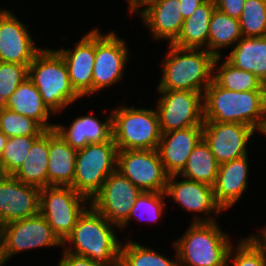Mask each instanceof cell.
Returning a JSON list of instances; mask_svg holds the SVG:
<instances>
[{"label":"cell","mask_w":266,"mask_h":266,"mask_svg":"<svg viewBox=\"0 0 266 266\" xmlns=\"http://www.w3.org/2000/svg\"><path fill=\"white\" fill-rule=\"evenodd\" d=\"M40 136L9 137L1 156L3 175H13L25 161L33 143Z\"/></svg>","instance_id":"obj_32"},{"label":"cell","mask_w":266,"mask_h":266,"mask_svg":"<svg viewBox=\"0 0 266 266\" xmlns=\"http://www.w3.org/2000/svg\"><path fill=\"white\" fill-rule=\"evenodd\" d=\"M255 131L241 123L203 122V139L219 164L246 156Z\"/></svg>","instance_id":"obj_14"},{"label":"cell","mask_w":266,"mask_h":266,"mask_svg":"<svg viewBox=\"0 0 266 266\" xmlns=\"http://www.w3.org/2000/svg\"><path fill=\"white\" fill-rule=\"evenodd\" d=\"M8 137L0 131V164H1V156L3 153V149L6 146Z\"/></svg>","instance_id":"obj_42"},{"label":"cell","mask_w":266,"mask_h":266,"mask_svg":"<svg viewBox=\"0 0 266 266\" xmlns=\"http://www.w3.org/2000/svg\"><path fill=\"white\" fill-rule=\"evenodd\" d=\"M141 193L138 187L115 170L106 178L89 205L119 228L128 219L131 208Z\"/></svg>","instance_id":"obj_13"},{"label":"cell","mask_w":266,"mask_h":266,"mask_svg":"<svg viewBox=\"0 0 266 266\" xmlns=\"http://www.w3.org/2000/svg\"><path fill=\"white\" fill-rule=\"evenodd\" d=\"M3 265H5V264H4L2 256H1V248H0V266H3Z\"/></svg>","instance_id":"obj_44"},{"label":"cell","mask_w":266,"mask_h":266,"mask_svg":"<svg viewBox=\"0 0 266 266\" xmlns=\"http://www.w3.org/2000/svg\"><path fill=\"white\" fill-rule=\"evenodd\" d=\"M117 170L142 192H165L169 174L157 149L118 150Z\"/></svg>","instance_id":"obj_11"},{"label":"cell","mask_w":266,"mask_h":266,"mask_svg":"<svg viewBox=\"0 0 266 266\" xmlns=\"http://www.w3.org/2000/svg\"><path fill=\"white\" fill-rule=\"evenodd\" d=\"M3 176V172L1 170V167H0V178Z\"/></svg>","instance_id":"obj_47"},{"label":"cell","mask_w":266,"mask_h":266,"mask_svg":"<svg viewBox=\"0 0 266 266\" xmlns=\"http://www.w3.org/2000/svg\"><path fill=\"white\" fill-rule=\"evenodd\" d=\"M202 138L203 126H191L162 133L157 151L165 171L169 175L179 174Z\"/></svg>","instance_id":"obj_18"},{"label":"cell","mask_w":266,"mask_h":266,"mask_svg":"<svg viewBox=\"0 0 266 266\" xmlns=\"http://www.w3.org/2000/svg\"><path fill=\"white\" fill-rule=\"evenodd\" d=\"M234 245L231 246L227 263L233 257L232 266H266V247L257 239L256 236L251 235L249 238H244L238 242L237 249L232 252ZM234 255V256H231ZM230 259V260H229Z\"/></svg>","instance_id":"obj_35"},{"label":"cell","mask_w":266,"mask_h":266,"mask_svg":"<svg viewBox=\"0 0 266 266\" xmlns=\"http://www.w3.org/2000/svg\"><path fill=\"white\" fill-rule=\"evenodd\" d=\"M28 78L39 90L51 114L81 97L72 87L67 65L55 49L42 48L28 66Z\"/></svg>","instance_id":"obj_5"},{"label":"cell","mask_w":266,"mask_h":266,"mask_svg":"<svg viewBox=\"0 0 266 266\" xmlns=\"http://www.w3.org/2000/svg\"><path fill=\"white\" fill-rule=\"evenodd\" d=\"M204 121L241 123L262 132L266 123V90L230 91L214 80L203 93Z\"/></svg>","instance_id":"obj_1"},{"label":"cell","mask_w":266,"mask_h":266,"mask_svg":"<svg viewBox=\"0 0 266 266\" xmlns=\"http://www.w3.org/2000/svg\"><path fill=\"white\" fill-rule=\"evenodd\" d=\"M260 236H256L257 239L266 247V228L262 229L261 231Z\"/></svg>","instance_id":"obj_43"},{"label":"cell","mask_w":266,"mask_h":266,"mask_svg":"<svg viewBox=\"0 0 266 266\" xmlns=\"http://www.w3.org/2000/svg\"><path fill=\"white\" fill-rule=\"evenodd\" d=\"M41 50L35 46L27 27L7 10L0 18V61L28 67Z\"/></svg>","instance_id":"obj_16"},{"label":"cell","mask_w":266,"mask_h":266,"mask_svg":"<svg viewBox=\"0 0 266 266\" xmlns=\"http://www.w3.org/2000/svg\"><path fill=\"white\" fill-rule=\"evenodd\" d=\"M211 217L195 216L186 233L173 243L179 266H228L232 243Z\"/></svg>","instance_id":"obj_3"},{"label":"cell","mask_w":266,"mask_h":266,"mask_svg":"<svg viewBox=\"0 0 266 266\" xmlns=\"http://www.w3.org/2000/svg\"><path fill=\"white\" fill-rule=\"evenodd\" d=\"M248 163L246 155L219 165L213 190L216 203L222 210L233 206L246 190Z\"/></svg>","instance_id":"obj_20"},{"label":"cell","mask_w":266,"mask_h":266,"mask_svg":"<svg viewBox=\"0 0 266 266\" xmlns=\"http://www.w3.org/2000/svg\"><path fill=\"white\" fill-rule=\"evenodd\" d=\"M0 131L8 138L17 136H41L46 130L33 118L7 108L0 109Z\"/></svg>","instance_id":"obj_33"},{"label":"cell","mask_w":266,"mask_h":266,"mask_svg":"<svg viewBox=\"0 0 266 266\" xmlns=\"http://www.w3.org/2000/svg\"><path fill=\"white\" fill-rule=\"evenodd\" d=\"M118 147L113 138L88 144L77 150L73 185L77 193L89 201L100 191L106 178L117 170Z\"/></svg>","instance_id":"obj_7"},{"label":"cell","mask_w":266,"mask_h":266,"mask_svg":"<svg viewBox=\"0 0 266 266\" xmlns=\"http://www.w3.org/2000/svg\"><path fill=\"white\" fill-rule=\"evenodd\" d=\"M7 109L36 120L45 130H52L55 124L48 123L50 110L33 82L27 77L9 97Z\"/></svg>","instance_id":"obj_25"},{"label":"cell","mask_w":266,"mask_h":266,"mask_svg":"<svg viewBox=\"0 0 266 266\" xmlns=\"http://www.w3.org/2000/svg\"><path fill=\"white\" fill-rule=\"evenodd\" d=\"M160 0H128L129 8L131 13H139L141 14L145 9H147L150 5L159 2ZM146 5V8H143ZM142 6V7H141ZM141 9V10H138ZM143 8V10H142Z\"/></svg>","instance_id":"obj_41"},{"label":"cell","mask_w":266,"mask_h":266,"mask_svg":"<svg viewBox=\"0 0 266 266\" xmlns=\"http://www.w3.org/2000/svg\"><path fill=\"white\" fill-rule=\"evenodd\" d=\"M87 202L86 197L70 186H47L40 189L39 213L63 242L86 209Z\"/></svg>","instance_id":"obj_9"},{"label":"cell","mask_w":266,"mask_h":266,"mask_svg":"<svg viewBox=\"0 0 266 266\" xmlns=\"http://www.w3.org/2000/svg\"><path fill=\"white\" fill-rule=\"evenodd\" d=\"M27 77L25 64L0 61V109L6 108L9 97Z\"/></svg>","instance_id":"obj_37"},{"label":"cell","mask_w":266,"mask_h":266,"mask_svg":"<svg viewBox=\"0 0 266 266\" xmlns=\"http://www.w3.org/2000/svg\"><path fill=\"white\" fill-rule=\"evenodd\" d=\"M6 11H7L6 9H2V10H0V18L3 16V14H4Z\"/></svg>","instance_id":"obj_45"},{"label":"cell","mask_w":266,"mask_h":266,"mask_svg":"<svg viewBox=\"0 0 266 266\" xmlns=\"http://www.w3.org/2000/svg\"><path fill=\"white\" fill-rule=\"evenodd\" d=\"M40 189L12 175L0 178V227L39 213Z\"/></svg>","instance_id":"obj_15"},{"label":"cell","mask_w":266,"mask_h":266,"mask_svg":"<svg viewBox=\"0 0 266 266\" xmlns=\"http://www.w3.org/2000/svg\"><path fill=\"white\" fill-rule=\"evenodd\" d=\"M77 150L54 130H49V163L47 186H72Z\"/></svg>","instance_id":"obj_23"},{"label":"cell","mask_w":266,"mask_h":266,"mask_svg":"<svg viewBox=\"0 0 266 266\" xmlns=\"http://www.w3.org/2000/svg\"><path fill=\"white\" fill-rule=\"evenodd\" d=\"M140 17L154 39H166L169 44L178 37L184 22L180 0H160L145 9Z\"/></svg>","instance_id":"obj_21"},{"label":"cell","mask_w":266,"mask_h":266,"mask_svg":"<svg viewBox=\"0 0 266 266\" xmlns=\"http://www.w3.org/2000/svg\"><path fill=\"white\" fill-rule=\"evenodd\" d=\"M215 6L226 15L239 19L246 0H214Z\"/></svg>","instance_id":"obj_38"},{"label":"cell","mask_w":266,"mask_h":266,"mask_svg":"<svg viewBox=\"0 0 266 266\" xmlns=\"http://www.w3.org/2000/svg\"><path fill=\"white\" fill-rule=\"evenodd\" d=\"M261 133H263L266 136V123Z\"/></svg>","instance_id":"obj_46"},{"label":"cell","mask_w":266,"mask_h":266,"mask_svg":"<svg viewBox=\"0 0 266 266\" xmlns=\"http://www.w3.org/2000/svg\"><path fill=\"white\" fill-rule=\"evenodd\" d=\"M215 1L206 0L188 18L184 19L178 37L171 43L179 48L207 50L208 33ZM205 45V46H204Z\"/></svg>","instance_id":"obj_26"},{"label":"cell","mask_w":266,"mask_h":266,"mask_svg":"<svg viewBox=\"0 0 266 266\" xmlns=\"http://www.w3.org/2000/svg\"><path fill=\"white\" fill-rule=\"evenodd\" d=\"M49 163V130H46L32 145L21 167L12 175L22 183L39 189L47 187Z\"/></svg>","instance_id":"obj_27"},{"label":"cell","mask_w":266,"mask_h":266,"mask_svg":"<svg viewBox=\"0 0 266 266\" xmlns=\"http://www.w3.org/2000/svg\"><path fill=\"white\" fill-rule=\"evenodd\" d=\"M68 68L70 82L81 96L92 94V76L95 59V29L85 34L74 49L56 50Z\"/></svg>","instance_id":"obj_17"},{"label":"cell","mask_w":266,"mask_h":266,"mask_svg":"<svg viewBox=\"0 0 266 266\" xmlns=\"http://www.w3.org/2000/svg\"><path fill=\"white\" fill-rule=\"evenodd\" d=\"M55 245L61 247L63 242L40 213L0 227V248L4 264L21 251Z\"/></svg>","instance_id":"obj_8"},{"label":"cell","mask_w":266,"mask_h":266,"mask_svg":"<svg viewBox=\"0 0 266 266\" xmlns=\"http://www.w3.org/2000/svg\"><path fill=\"white\" fill-rule=\"evenodd\" d=\"M167 51L157 89L204 93L213 80L215 56L206 49L179 48L173 44Z\"/></svg>","instance_id":"obj_4"},{"label":"cell","mask_w":266,"mask_h":266,"mask_svg":"<svg viewBox=\"0 0 266 266\" xmlns=\"http://www.w3.org/2000/svg\"><path fill=\"white\" fill-rule=\"evenodd\" d=\"M111 113L113 140L118 150L158 148L162 133L156 109L121 106Z\"/></svg>","instance_id":"obj_6"},{"label":"cell","mask_w":266,"mask_h":266,"mask_svg":"<svg viewBox=\"0 0 266 266\" xmlns=\"http://www.w3.org/2000/svg\"><path fill=\"white\" fill-rule=\"evenodd\" d=\"M242 37L239 19L215 8L209 25L207 51L215 57L222 56L219 49L235 46Z\"/></svg>","instance_id":"obj_28"},{"label":"cell","mask_w":266,"mask_h":266,"mask_svg":"<svg viewBox=\"0 0 266 266\" xmlns=\"http://www.w3.org/2000/svg\"><path fill=\"white\" fill-rule=\"evenodd\" d=\"M124 244L121 243L120 246L119 266H179L177 251L176 259L173 261L131 240Z\"/></svg>","instance_id":"obj_31"},{"label":"cell","mask_w":266,"mask_h":266,"mask_svg":"<svg viewBox=\"0 0 266 266\" xmlns=\"http://www.w3.org/2000/svg\"><path fill=\"white\" fill-rule=\"evenodd\" d=\"M239 23L243 37H265L266 0H246Z\"/></svg>","instance_id":"obj_34"},{"label":"cell","mask_w":266,"mask_h":266,"mask_svg":"<svg viewBox=\"0 0 266 266\" xmlns=\"http://www.w3.org/2000/svg\"><path fill=\"white\" fill-rule=\"evenodd\" d=\"M78 217L72 232L63 241L64 251L89 258L104 266H119L121 241L113 226L91 205ZM70 244L73 246L69 247ZM68 247H67V246ZM71 248V249H69Z\"/></svg>","instance_id":"obj_2"},{"label":"cell","mask_w":266,"mask_h":266,"mask_svg":"<svg viewBox=\"0 0 266 266\" xmlns=\"http://www.w3.org/2000/svg\"><path fill=\"white\" fill-rule=\"evenodd\" d=\"M54 130L72 148L79 150L88 144L102 143L113 138L112 114L102 122L94 116L83 115L74 119L68 128L55 124Z\"/></svg>","instance_id":"obj_22"},{"label":"cell","mask_w":266,"mask_h":266,"mask_svg":"<svg viewBox=\"0 0 266 266\" xmlns=\"http://www.w3.org/2000/svg\"><path fill=\"white\" fill-rule=\"evenodd\" d=\"M178 177V174L169 175L167 180L165 194L173 201L175 200L188 212L199 214L202 212L208 216L215 212L216 216L223 211L216 203L213 186L186 178L176 181Z\"/></svg>","instance_id":"obj_19"},{"label":"cell","mask_w":266,"mask_h":266,"mask_svg":"<svg viewBox=\"0 0 266 266\" xmlns=\"http://www.w3.org/2000/svg\"><path fill=\"white\" fill-rule=\"evenodd\" d=\"M206 0H180L183 18H188Z\"/></svg>","instance_id":"obj_40"},{"label":"cell","mask_w":266,"mask_h":266,"mask_svg":"<svg viewBox=\"0 0 266 266\" xmlns=\"http://www.w3.org/2000/svg\"><path fill=\"white\" fill-rule=\"evenodd\" d=\"M226 60L238 69L253 73L266 86V36L242 37Z\"/></svg>","instance_id":"obj_24"},{"label":"cell","mask_w":266,"mask_h":266,"mask_svg":"<svg viewBox=\"0 0 266 266\" xmlns=\"http://www.w3.org/2000/svg\"><path fill=\"white\" fill-rule=\"evenodd\" d=\"M221 57H215L213 64V80L222 88L230 91H250V90H266V86L251 72L238 69L230 64L226 59L219 66Z\"/></svg>","instance_id":"obj_30"},{"label":"cell","mask_w":266,"mask_h":266,"mask_svg":"<svg viewBox=\"0 0 266 266\" xmlns=\"http://www.w3.org/2000/svg\"><path fill=\"white\" fill-rule=\"evenodd\" d=\"M62 255L63 258L61 257L57 266H104L102 263L64 250Z\"/></svg>","instance_id":"obj_39"},{"label":"cell","mask_w":266,"mask_h":266,"mask_svg":"<svg viewBox=\"0 0 266 266\" xmlns=\"http://www.w3.org/2000/svg\"><path fill=\"white\" fill-rule=\"evenodd\" d=\"M165 196H167L165 192H142L131 208L128 219L120 226V228L122 227L123 229L126 224H129L132 217H136L139 220L144 217L148 221H157L159 217L161 218L165 208L163 200Z\"/></svg>","instance_id":"obj_36"},{"label":"cell","mask_w":266,"mask_h":266,"mask_svg":"<svg viewBox=\"0 0 266 266\" xmlns=\"http://www.w3.org/2000/svg\"><path fill=\"white\" fill-rule=\"evenodd\" d=\"M128 56L126 43L117 34L114 32L101 34L95 29L92 94L102 88L112 87L122 79Z\"/></svg>","instance_id":"obj_12"},{"label":"cell","mask_w":266,"mask_h":266,"mask_svg":"<svg viewBox=\"0 0 266 266\" xmlns=\"http://www.w3.org/2000/svg\"><path fill=\"white\" fill-rule=\"evenodd\" d=\"M157 104L161 133L203 126V93L188 90H157Z\"/></svg>","instance_id":"obj_10"},{"label":"cell","mask_w":266,"mask_h":266,"mask_svg":"<svg viewBox=\"0 0 266 266\" xmlns=\"http://www.w3.org/2000/svg\"><path fill=\"white\" fill-rule=\"evenodd\" d=\"M219 165L208 144L202 138L191 152L185 167L178 175L179 177L213 186L217 178Z\"/></svg>","instance_id":"obj_29"}]
</instances>
